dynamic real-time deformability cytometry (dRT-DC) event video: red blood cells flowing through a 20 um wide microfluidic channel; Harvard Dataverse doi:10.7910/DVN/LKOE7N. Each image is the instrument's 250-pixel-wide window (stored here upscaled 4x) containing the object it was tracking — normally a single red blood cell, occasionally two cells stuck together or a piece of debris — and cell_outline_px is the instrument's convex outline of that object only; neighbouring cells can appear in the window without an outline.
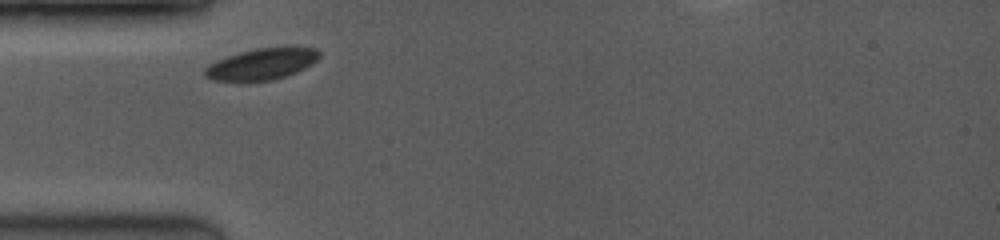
{"species": "common noctule bat (a hibernating species)", "species_latin": "Nyctalus noctula", "temperature_condition": "room temperature", "stored_images_in_passage": 10, "camera_frame_rate_fps": 3500, "um_per_image_px": 0.085, "animal": {"sex": "female", "body_mass_g": 19.0, "forearm_length_mm": 53.3}, "frame": {"image": 1, "passage_image": 1, "time_ms": 0.0, "image_size_px": [1000, 240], "cell_outline_px": [[320, 56], [312, 64], [296, 72], [272, 80], [212, 80], [204, 76], [204, 68], [208, 64], [216, 60], [240, 52], [256, 48], [316, 48], [320, 52]], "centroid_in_image_um": [22.21, 5.44], "position_along_channel_um": 62.8, "area_um2": 20.46}}
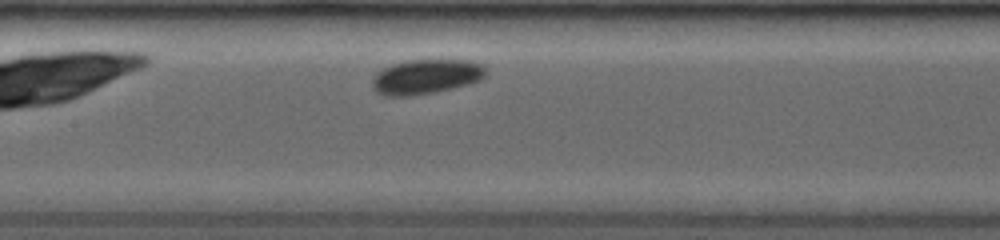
{"frame": {"image": 2, "passage_image": 6, "time_ms": 2.857, "image_size_px": [1000, 240], "cell_outline_px": [[488, 72], [480, 80], [468, 84], [452, 88], [432, 92], [408, 96], [380, 96], [372, 88], [372, 76], [380, 68], [392, 64], [408, 60], [468, 60], [480, 64], [488, 68]], "centroid_in_image_um": [36.16, 6.51], "position_along_channel_um": 171.2, "area_um2": 23.24}}
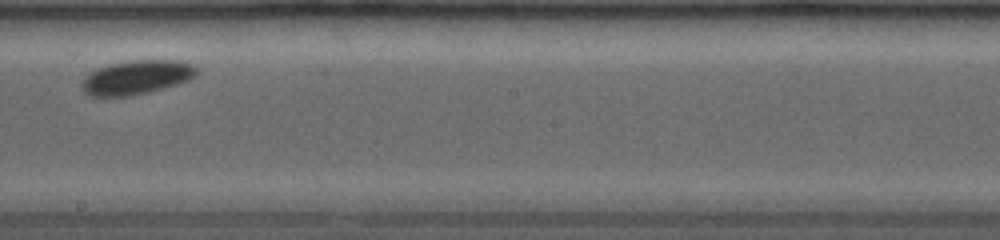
{"frame": {"image": 3, "passage_image": 9, "time_ms": 4.571, "image_size_px": [1000, 240], "cell_outline_px": [[196, 72], [188, 80], [164, 88], [132, 96], [88, 96], [80, 88], [80, 84], [92, 72], [108, 64], [128, 60], [180, 60], [196, 64]], "centroid_in_image_um": [11.61, 6.57], "position_along_channel_um": 236.6, "area_um2": 22.77}}